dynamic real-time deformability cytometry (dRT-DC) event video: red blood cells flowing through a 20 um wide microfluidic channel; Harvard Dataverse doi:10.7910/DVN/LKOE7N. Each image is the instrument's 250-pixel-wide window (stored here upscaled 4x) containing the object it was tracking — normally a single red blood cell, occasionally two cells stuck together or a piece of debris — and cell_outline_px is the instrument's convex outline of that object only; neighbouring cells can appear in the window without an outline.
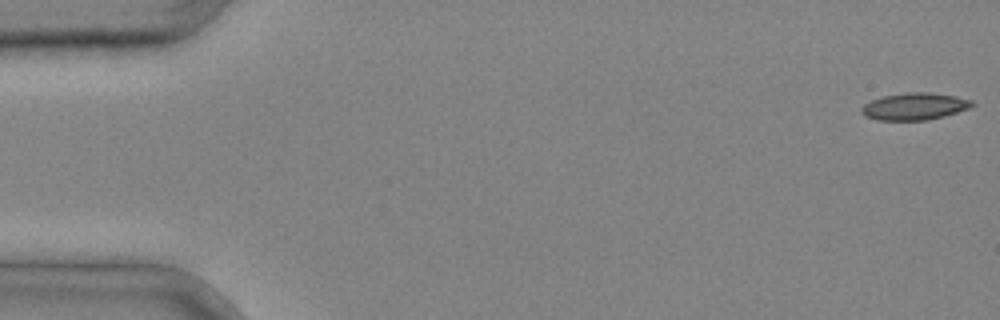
{"species": "common noctule bat (a hibernating species)", "species_latin": "Nyctalus noctula", "temperature_condition": "cold", "stored_images_in_passage": 4, "camera_frame_rate_fps": 3000, "um_per_image_px": 0.085, "animal": {"sex": "male", "body_mass_g": 20.4}, "frame": {"image": 1, "passage_image": 1, "time_ms": 0.0, "image_size_px": [1000, 320], "cell_outline_px": [[976, 104], [968, 108], [944, 116], [928, 120], [876, 120], [864, 116], [860, 112], [860, 108], [864, 104], [872, 100], [884, 96], [908, 92], [928, 92], [956, 96], [972, 100]], "centroid_in_image_um": [77.72, 9.05], "position_along_channel_um": 7.3, "area_um2": 17.46}}
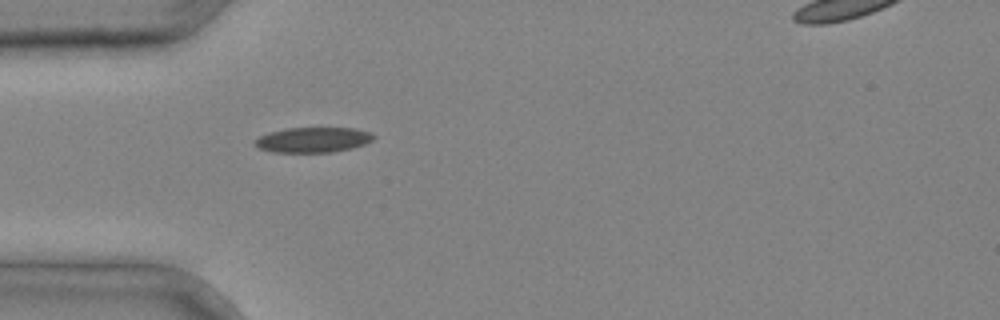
{"frame": {"image": 2, "passage_image": 4, "time_ms": 1.0, "image_size_px": [1000, 320], "cell_outline_px": [[376, 136], [372, 140], [364, 144], [352, 148], [332, 152], [272, 152], [260, 148], [252, 144], [252, 140], [268, 132], [288, 128], [356, 128], [368, 132]], "centroid_in_image_um": [26.57, 11.88], "position_along_channel_um": 58.4, "area_um2": 17.46}}